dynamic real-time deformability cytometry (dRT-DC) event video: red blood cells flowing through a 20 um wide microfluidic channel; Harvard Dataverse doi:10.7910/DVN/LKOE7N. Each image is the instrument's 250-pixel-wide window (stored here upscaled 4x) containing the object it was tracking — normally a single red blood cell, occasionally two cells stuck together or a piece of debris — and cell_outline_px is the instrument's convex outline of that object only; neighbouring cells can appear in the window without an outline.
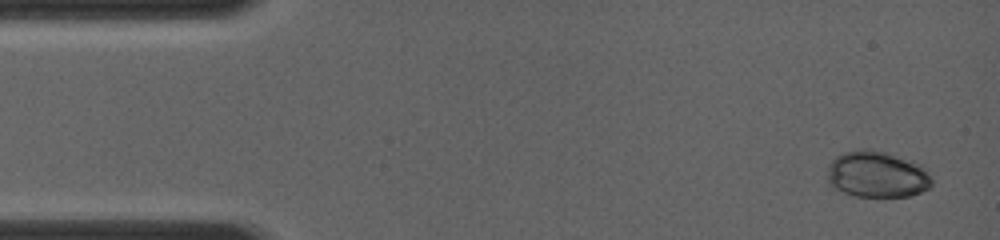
{"species": "common noctule bat (a hibernating species)", "species_latin": "Nyctalus noctula", "temperature_condition": "room temperature", "stored_images_in_passage": 7, "camera_frame_rate_fps": 4000, "um_per_image_px": 0.085, "animal": {"sex": "female", "body_mass_g": 19.0, "forearm_length_mm": 56.7}, "frame": {"image": 1, "passage_image": 1, "time_ms": 0.0, "image_size_px": [1000, 240], "cell_outline_px": [[932, 184], [928, 188], [920, 192], [908, 196], [852, 196], [832, 188], [828, 184], [828, 164], [836, 156], [844, 152], [864, 148], [868, 148], [884, 152], [912, 160], [928, 168], [932, 180]], "centroid_in_image_um": [74.54, 14.82], "position_along_channel_um": 10.5, "area_um2": 28.61}}